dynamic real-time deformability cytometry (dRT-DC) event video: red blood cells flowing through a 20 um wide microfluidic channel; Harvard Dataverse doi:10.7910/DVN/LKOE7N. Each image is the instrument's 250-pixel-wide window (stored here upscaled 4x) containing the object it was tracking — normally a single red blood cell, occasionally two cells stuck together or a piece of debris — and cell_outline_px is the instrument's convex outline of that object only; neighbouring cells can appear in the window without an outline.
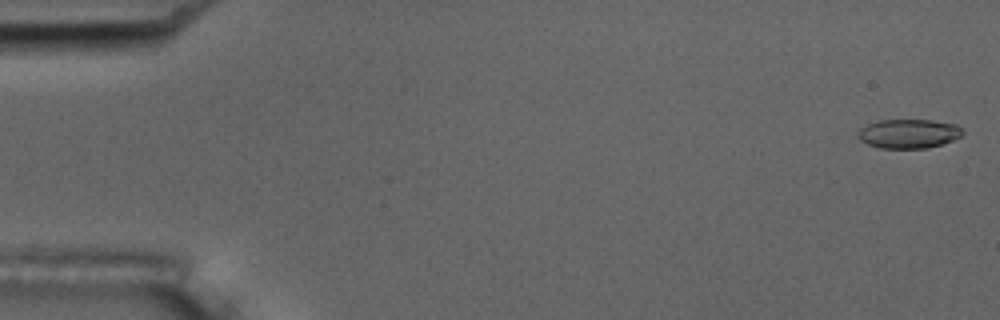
{"species": "common noctule bat (a hibernating species)", "species_latin": "Nyctalus noctula", "temperature_condition": "room temperature", "stored_images_in_passage": 55, "camera_frame_rate_fps": 3000, "um_per_image_px": 0.085, "animal": {"sex": "male", "body_mass_g": 17.5, "forearm_length_mm": 52.3}, "frame": {"image": 1, "passage_image": 2, "time_ms": 0.333, "image_size_px": [1000, 320], "cell_outline_px": [[964, 132], [960, 136], [944, 144], [928, 148], [880, 148], [868, 144], [860, 140], [856, 136], [856, 132], [860, 128], [868, 124], [880, 120], [932, 120], [956, 124]], "centroid_in_image_um": [77.21, 11.36], "position_along_channel_um": 7.8, "area_um2": 17.86}}
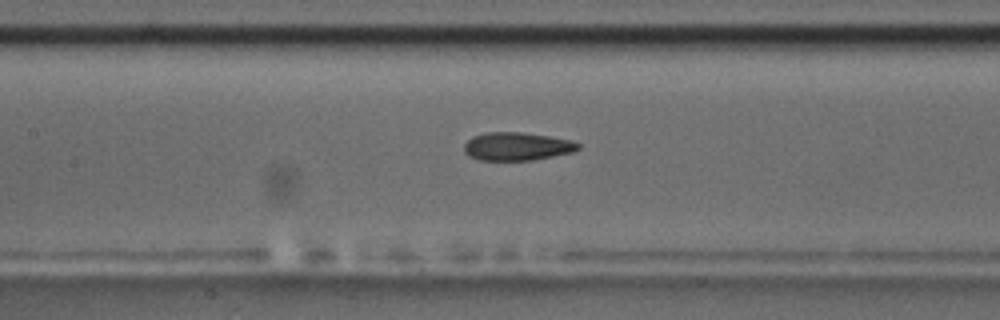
{"frame": {"image": 2, "passage_image": 26, "time_ms": 8.333, "image_size_px": [1000, 320], "cell_outline_px": [[580, 148], [572, 152], [532, 160], [480, 160], [468, 156], [464, 152], [464, 144], [472, 136], [484, 132], [524, 132], [548, 136], [568, 140], [580, 144]], "centroid_in_image_um": [43.89, 12.44], "position_along_channel_um": 163.5, "area_um2": 18.67}, "authors_computed_cell_mechanics": {"area_um2": 18.785, "velocity_mm_per_s": 3.7336, "shape_relaxation_time_tau1_ms": null, "shape_relaxation_time_tau2_ms": 2.9985, "deformation_change_tau1": null, "deformation_change_tau2": 0.1089}}